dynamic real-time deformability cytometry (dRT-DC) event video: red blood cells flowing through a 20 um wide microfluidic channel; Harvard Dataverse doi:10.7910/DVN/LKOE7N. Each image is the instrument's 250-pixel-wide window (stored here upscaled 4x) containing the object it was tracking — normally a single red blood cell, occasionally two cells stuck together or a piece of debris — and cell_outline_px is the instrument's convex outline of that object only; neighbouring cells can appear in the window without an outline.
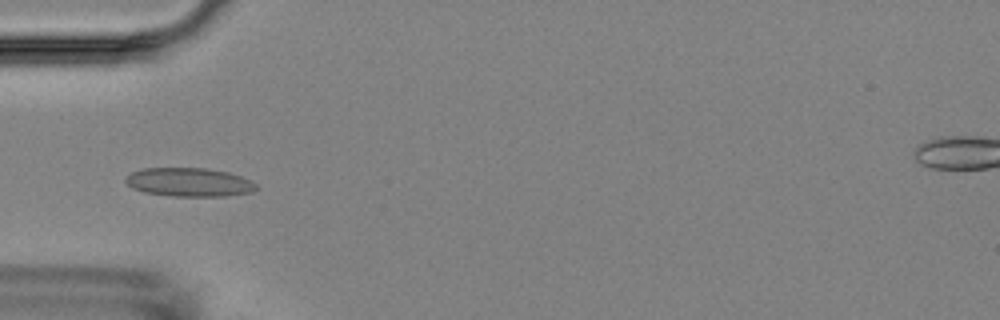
{"species": "Egyptian fruit bat (a non-hibernating species)", "species_latin": "Rousettus aegyptiacus", "temperature_condition": "room temperature", "stored_images_in_passage": 8, "camera_frame_rate_fps": 3000, "um_per_image_px": 0.085, "animal": {"sex": "female"}, "frame": {"image": 1, "passage_image": 6, "time_ms": 5.667, "image_size_px": [1000, 320], "cell_outline_px": [[260, 188], [252, 192], [224, 196], [172, 196], [144, 192], [132, 188], [124, 180], [132, 172], [144, 168], [208, 168], [228, 172], [252, 180]], "centroid_in_image_um": [16.12, 15.49], "position_along_channel_um": 68.9, "area_um2": 21.91}}